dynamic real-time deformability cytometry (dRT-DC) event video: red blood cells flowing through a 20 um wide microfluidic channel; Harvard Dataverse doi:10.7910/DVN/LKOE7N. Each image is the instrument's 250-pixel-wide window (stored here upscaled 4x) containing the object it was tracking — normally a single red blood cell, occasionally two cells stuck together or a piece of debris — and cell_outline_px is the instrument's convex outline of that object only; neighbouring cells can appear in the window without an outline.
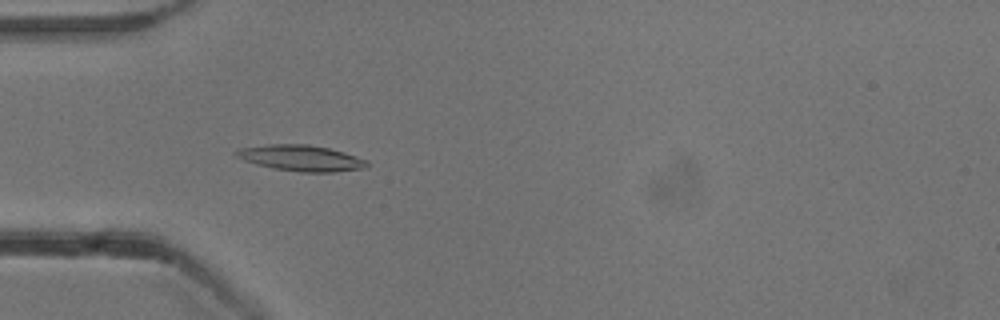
{"species": "common noctule bat (a hibernating species)", "species_latin": "Nyctalus noctula", "temperature_condition": "cold", "stored_images_in_passage": 54, "camera_frame_rate_fps": 3000, "um_per_image_px": 0.085, "animal": {"sex": "male", "body_mass_g": 13.3}, "frame": {"image": 1, "passage_image": 17, "time_ms": 5.333, "image_size_px": [1000, 320], "cell_outline_px": [[368, 168], [336, 172], [300, 172], [276, 168], [256, 164], [244, 160], [236, 156], [232, 152], [240, 148], [268, 144], [308, 144], [328, 148], [344, 152], [368, 160]], "centroid_in_image_um": [25.62, 13.43], "position_along_channel_um": 59.4, "area_um2": 19.83}}
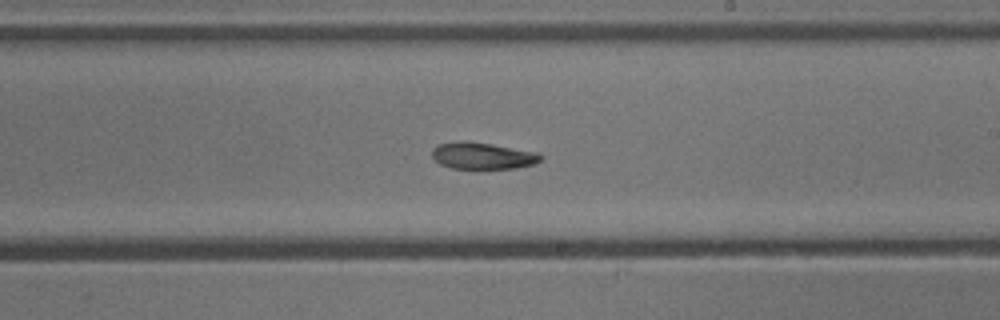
{"frame": {"image": 2, "passage_image": 32, "time_ms": 10.333, "image_size_px": [1000, 320], "cell_outline_px": [[544, 156], [536, 164], [516, 168], [452, 168], [440, 164], [432, 156], [432, 148], [440, 144], [456, 140], [460, 140], [492, 144], [540, 152]], "centroid_in_image_um": [41.06, 13.23], "position_along_channel_um": 247.9, "area_um2": 17.05}}
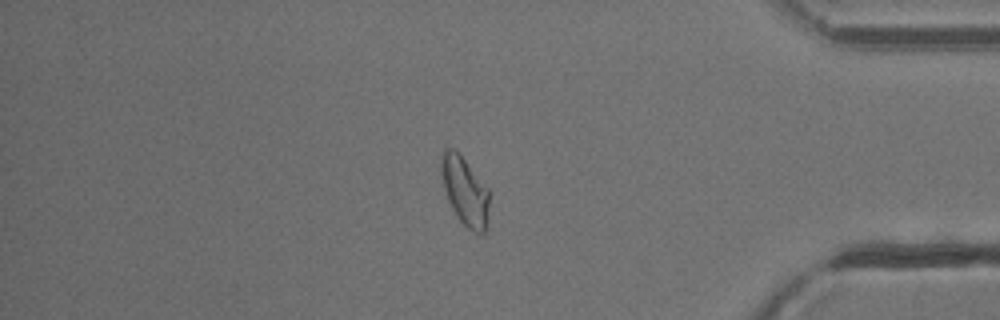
{"frame": {"image": 3, "passage_image": 46, "time_ms": 15.0, "image_size_px": [1000, 320], "cell_outline_px": [[492, 192], [484, 232], [480, 236], [468, 228], [456, 216], [448, 200], [444, 188], [440, 168], [440, 152], [444, 148], [452, 148], [464, 160]], "centroid_in_image_um": [39.52, 16.24], "position_along_channel_um": 395.7, "area_um2": 19.31}, "authors_computed_cell_mechanics": {"area_um2": 18.4671, "velocity_mm_per_s": 3.843, "shape_relaxation_time_tau1_ms": 10.1071, "shape_relaxation_time_tau2_ms": 3.6386, "deformation_change_tau1": 0.2299, "deformation_change_tau2": 0.0945}}